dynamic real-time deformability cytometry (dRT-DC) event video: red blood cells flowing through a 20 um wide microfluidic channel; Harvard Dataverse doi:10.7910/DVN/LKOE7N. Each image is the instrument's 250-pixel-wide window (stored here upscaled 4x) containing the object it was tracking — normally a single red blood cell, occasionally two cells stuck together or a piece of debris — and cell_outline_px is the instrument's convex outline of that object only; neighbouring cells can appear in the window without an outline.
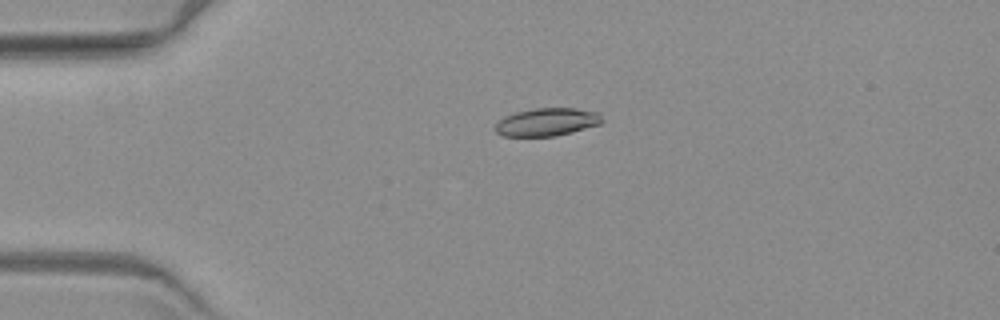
{"species": "common noctule bat (a hibernating species)", "species_latin": "Nyctalus noctula", "temperature_condition": "warm", "stored_images_in_passage": 3, "camera_frame_rate_fps": 3000, "um_per_image_px": 0.085, "animal": {"sex": "female", "body_mass_g": 19.3, "forearm_length_mm": 54.1}, "frame": {"image": 1, "passage_image": 1, "time_ms": 0.0, "image_size_px": [1000, 320], "cell_outline_px": [[604, 120], [600, 124], [572, 132], [556, 136], [504, 136], [496, 132], [496, 124], [504, 116], [516, 112], [536, 108], [576, 108], [600, 112]], "centroid_in_image_um": [46.54, 10.36], "position_along_channel_um": 38.5, "area_um2": 17.4}}
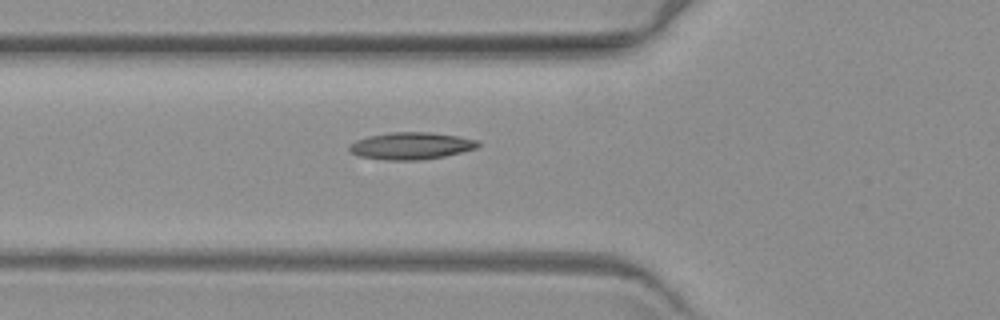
{"frame": {"image": 2, "passage_image": 3, "time_ms": 2.667, "image_size_px": [1000, 320], "cell_outline_px": [[480, 144], [476, 148], [444, 156], [420, 160], [388, 160], [360, 156], [348, 152], [348, 144], [356, 140], [368, 136], [392, 132], [428, 132], [456, 136], [480, 140]], "centroid_in_image_um": [34.9, 12.39], "position_along_channel_um": 90.9, "area_um2": 20.29}}